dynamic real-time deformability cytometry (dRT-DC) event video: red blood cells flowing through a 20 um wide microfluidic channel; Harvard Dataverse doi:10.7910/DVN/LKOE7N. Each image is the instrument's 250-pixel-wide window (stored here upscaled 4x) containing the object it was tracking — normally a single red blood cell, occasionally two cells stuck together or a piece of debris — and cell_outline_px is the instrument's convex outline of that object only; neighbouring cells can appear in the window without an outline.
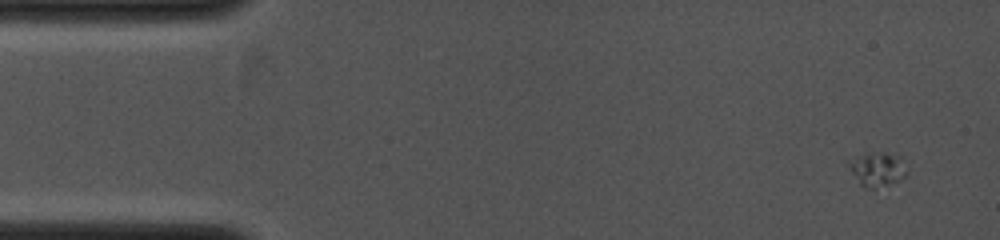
{"species": "common noctule bat (a hibernating species)", "species_latin": "Nyctalus noctula", "temperature_condition": "cold", "stored_images_in_passage": 4, "camera_frame_rate_fps": 4000, "um_per_image_px": 0.085, "animal": {"sex": "female", "body_mass_g": 19.0, "forearm_length_mm": 53.3}, "frame": {"image": 1, "passage_image": 1, "time_ms": 0.0, "image_size_px": [1000, 240], "cell_outline_px": [[908, 176], [888, 184], [872, 188], [864, 188], [860, 184], [848, 168], [848, 164], [864, 152], [868, 152], [900, 156], [908, 172]], "centroid_in_image_um": [74.59, 14.4], "position_along_channel_um": 10.4, "area_um2": 11.27}}
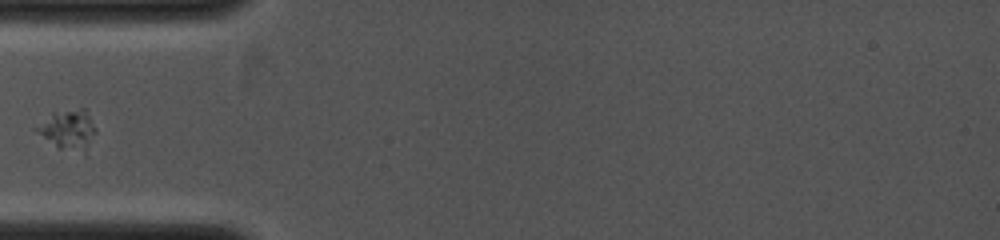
{"frame": {"image": 2, "passage_image": 4, "time_ms": 3.5, "image_size_px": [1000, 240], "cell_outline_px": [[96, 132], [84, 152], [60, 148], [36, 132], [32, 128], [52, 112], [80, 108], [84, 108], [96, 128]], "centroid_in_image_um": [5.76, 10.98], "position_along_channel_um": 79.2, "area_um2": 13.41}}